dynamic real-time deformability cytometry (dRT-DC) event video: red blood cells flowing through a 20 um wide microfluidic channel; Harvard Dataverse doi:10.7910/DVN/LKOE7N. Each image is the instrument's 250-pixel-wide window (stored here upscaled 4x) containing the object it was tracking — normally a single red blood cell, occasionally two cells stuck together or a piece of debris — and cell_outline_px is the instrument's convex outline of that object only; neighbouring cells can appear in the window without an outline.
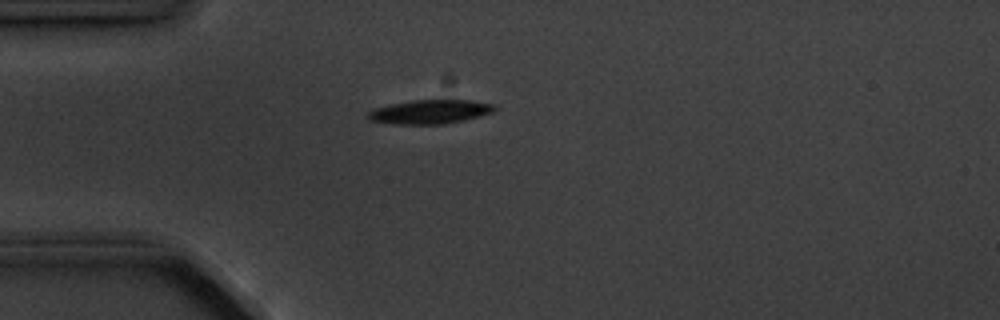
{"species": "common noctule bat (a hibernating species)", "species_latin": "Nyctalus noctula", "temperature_condition": "cold", "stored_images_in_passage": 9, "camera_frame_rate_fps": 3000, "um_per_image_px": 0.085, "animal": {"sex": "male", "body_mass_g": 20.1, "forearm_length_mm": 53.5}, "frame": {"image": 1, "passage_image": 2, "time_ms": 1.333, "image_size_px": [1000, 320], "cell_outline_px": [[496, 108], [492, 112], [464, 120], [444, 124], [396, 124], [372, 120], [368, 116], [368, 112], [376, 108], [392, 104], [412, 100], [468, 100], [496, 104]], "centroid_in_image_um": [36.59, 9.49], "position_along_channel_um": 48.4, "area_um2": 17.4}}